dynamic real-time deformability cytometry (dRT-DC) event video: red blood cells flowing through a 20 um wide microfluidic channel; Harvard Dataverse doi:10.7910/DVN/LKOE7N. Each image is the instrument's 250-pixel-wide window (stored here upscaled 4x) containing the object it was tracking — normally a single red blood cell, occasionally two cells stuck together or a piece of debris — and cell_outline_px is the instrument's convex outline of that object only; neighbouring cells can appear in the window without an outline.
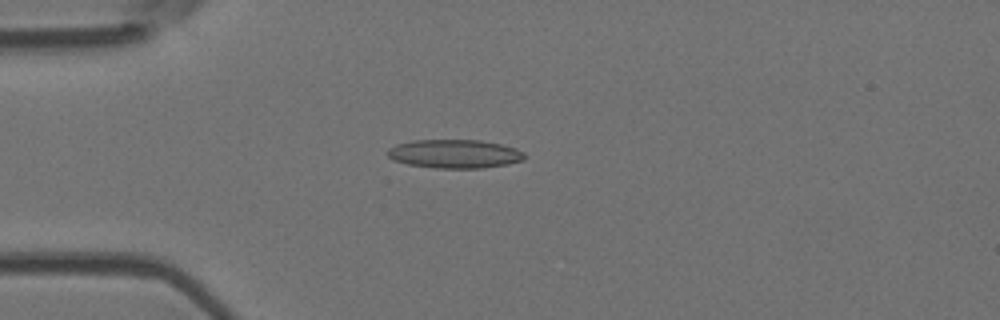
{"species": "Egyptian fruit bat (a non-hibernating species)", "species_latin": "Rousettus aegyptiacus", "temperature_condition": "room temperature", "stored_images_in_passage": 5, "camera_frame_rate_fps": 3000, "um_per_image_px": 0.085, "animal": {"sex": "female"}, "frame": {"image": 1, "passage_image": 4, "time_ms": 4.333, "image_size_px": [1000, 320], "cell_outline_px": [[524, 160], [508, 164], [480, 168], [432, 168], [408, 164], [392, 160], [384, 152], [388, 148], [396, 144], [412, 140], [480, 140], [500, 144], [516, 148], [524, 152]], "centroid_in_image_um": [38.6, 13.07], "position_along_channel_um": 46.4, "area_um2": 23.06}}